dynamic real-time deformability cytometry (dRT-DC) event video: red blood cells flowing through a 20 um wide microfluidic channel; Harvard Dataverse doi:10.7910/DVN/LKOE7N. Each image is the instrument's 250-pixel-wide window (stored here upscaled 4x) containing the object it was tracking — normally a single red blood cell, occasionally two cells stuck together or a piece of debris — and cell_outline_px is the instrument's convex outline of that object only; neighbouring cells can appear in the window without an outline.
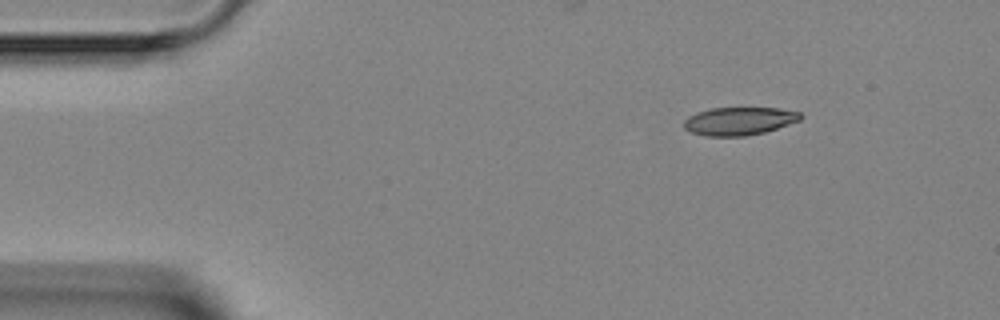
{"species": "Egyptian fruit bat (a non-hibernating species)", "species_latin": "Rousettus aegyptiacus", "temperature_condition": "room temperature", "stored_images_in_passage": 3, "camera_frame_rate_fps": 3000, "um_per_image_px": 0.085, "animal": {"sex": "female"}, "frame": {"image": 1, "passage_image": 3, "time_ms": 2.333, "image_size_px": [1000, 320], "cell_outline_px": [[804, 116], [800, 120], [764, 132], [744, 136], [708, 136], [692, 132], [684, 128], [684, 120], [688, 116], [696, 112], [712, 108], [780, 108], [800, 112]], "centroid_in_image_um": [62.83, 10.28], "position_along_channel_um": 22.2, "area_um2": 18.96}}